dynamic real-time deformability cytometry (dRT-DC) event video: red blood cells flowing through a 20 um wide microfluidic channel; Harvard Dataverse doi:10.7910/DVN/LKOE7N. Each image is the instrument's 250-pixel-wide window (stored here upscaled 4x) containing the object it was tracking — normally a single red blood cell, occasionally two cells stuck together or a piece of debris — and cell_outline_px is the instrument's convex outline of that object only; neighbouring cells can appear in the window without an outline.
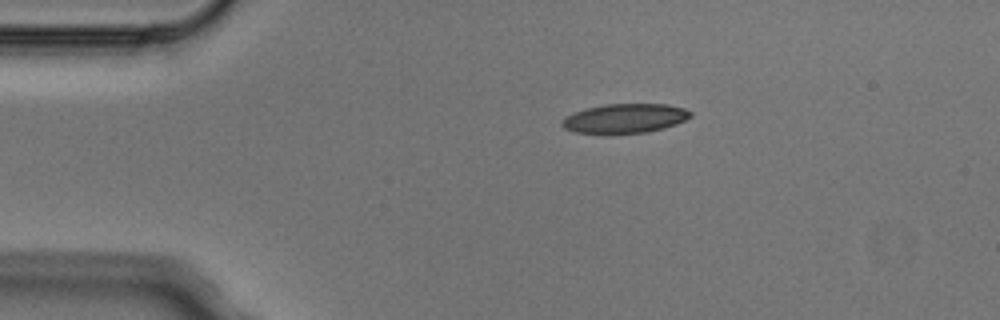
{"species": "Egyptian fruit bat (a non-hibernating species)", "species_latin": "Rousettus aegyptiacus", "temperature_condition": "cold", "stored_images_in_passage": 2, "camera_frame_rate_fps": 3000, "um_per_image_px": 0.085, "animal": {"sex": "male"}, "frame": {"image": 1, "passage_image": 2, "time_ms": 0.333, "image_size_px": [1000, 320], "cell_outline_px": [[692, 116], [676, 124], [664, 128], [648, 132], [608, 136], [576, 132], [564, 128], [560, 124], [572, 112], [604, 104], [668, 104], [684, 108], [692, 112]], "centroid_in_image_um": [53.11, 10.1], "position_along_channel_um": 31.9, "area_um2": 22.54}}